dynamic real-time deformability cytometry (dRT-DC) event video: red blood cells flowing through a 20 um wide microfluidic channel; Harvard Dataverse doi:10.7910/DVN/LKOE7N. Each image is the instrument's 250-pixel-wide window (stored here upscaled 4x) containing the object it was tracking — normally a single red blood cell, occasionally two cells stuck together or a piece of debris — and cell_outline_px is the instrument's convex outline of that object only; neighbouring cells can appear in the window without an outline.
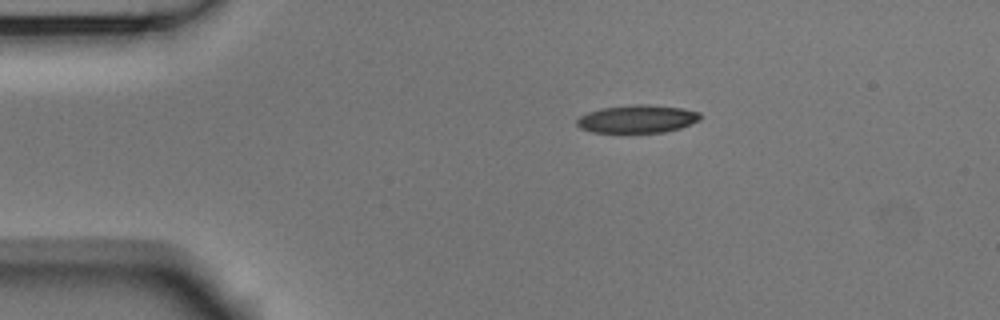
{"species": "Egyptian fruit bat (a non-hibernating species)", "species_latin": "Rousettus aegyptiacus", "temperature_condition": "room temperature", "stored_images_in_passage": 44, "camera_frame_rate_fps": 3000, "um_per_image_px": 0.085, "animal": {"sex": "male"}, "frame": {"image": 1, "passage_image": 1, "time_ms": 0.0, "image_size_px": [1000, 320], "cell_outline_px": [[700, 120], [680, 128], [664, 132], [620, 136], [592, 132], [580, 128], [576, 124], [576, 120], [580, 116], [588, 112], [600, 108], [632, 104], [648, 104], [684, 108], [700, 112]], "centroid_in_image_um": [54.12, 10.16], "position_along_channel_um": 30.9, "area_um2": 21.21}}
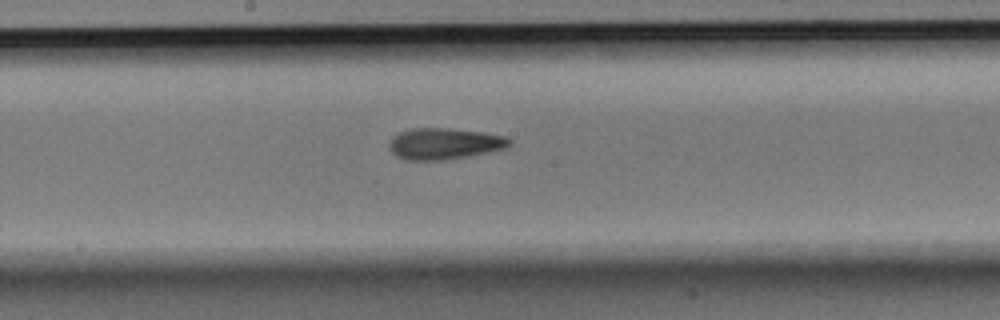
{"frame": {"image": 2, "passage_image": 19, "time_ms": 6.0, "image_size_px": [1000, 320], "cell_outline_px": [[512, 144], [504, 148], [488, 152], [468, 156], [440, 160], [404, 160], [396, 156], [388, 148], [388, 144], [392, 136], [400, 132], [412, 128], [448, 128], [484, 132], [504, 136], [512, 140]], "centroid_in_image_um": [37.74, 12.21], "position_along_channel_um": 210.5, "area_um2": 22.02}}
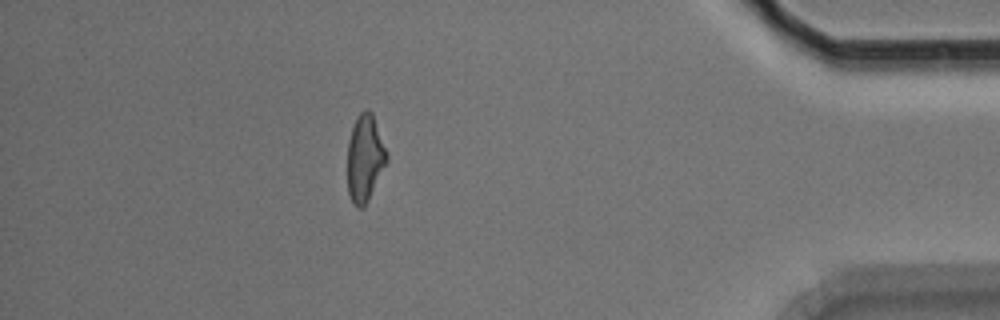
{"frame": {"image": 3, "passage_image": 38, "time_ms": 12.333, "image_size_px": [1000, 320], "cell_outline_px": [[388, 160], [364, 208], [356, 208], [348, 192], [348, 140], [352, 128], [360, 112], [364, 108], [368, 108], [372, 112], [388, 156]], "centroid_in_image_um": [31.01, 13.44], "position_along_channel_um": 404.2, "area_um2": 19.71}, "authors_computed_cell_mechanics": {"area_um2": 20.808, "velocity_mm_per_s": 3.7726, "shape_relaxation_time_tau1_ms": 5.0345, "shape_relaxation_time_tau2_ms": 2.5424, "deformation_change_tau1": 0.1674, "deformation_change_tau2": 0.1135}}